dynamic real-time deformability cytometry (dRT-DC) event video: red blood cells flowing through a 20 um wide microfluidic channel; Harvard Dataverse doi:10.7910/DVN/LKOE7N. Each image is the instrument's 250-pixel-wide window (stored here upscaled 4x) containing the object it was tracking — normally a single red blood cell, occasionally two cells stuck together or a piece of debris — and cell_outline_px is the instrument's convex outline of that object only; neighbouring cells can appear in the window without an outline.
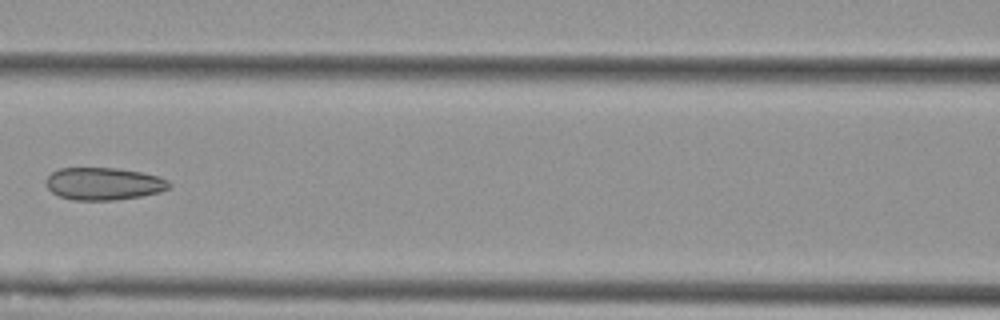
{"species": "Egyptian fruit bat (a non-hibernating species)", "species_latin": "Rousettus aegyptiacus", "temperature_condition": "cold", "stored_images_in_passage": 9, "camera_frame_rate_fps": 3000, "um_per_image_px": 0.085, "animal": {"sex": "female"}, "frame": {"image": 1, "passage_image": 7, "time_ms": 8.0, "image_size_px": [1000, 320], "cell_outline_px": [[172, 184], [168, 188], [160, 192], [140, 196], [112, 200], [72, 200], [60, 196], [52, 192], [48, 188], [44, 180], [52, 172], [60, 168], [116, 168], [140, 172], [160, 176], [168, 180]], "centroid_in_image_um": [8.81, 15.61], "position_along_channel_um": 157.8, "area_um2": 23.29}}
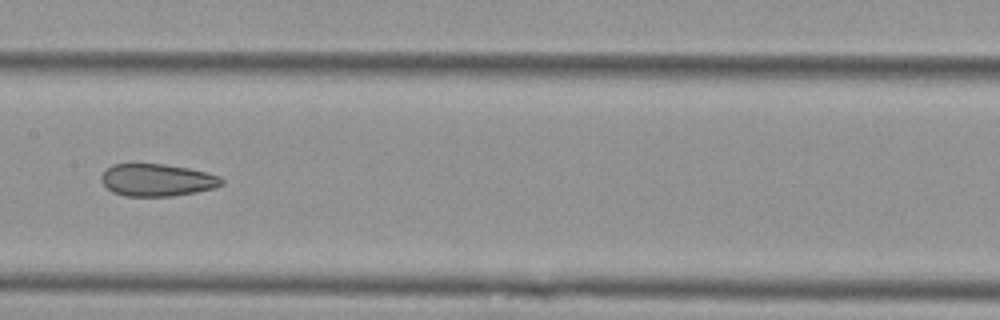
{"frame": {"image": 2, "passage_image": 8, "time_ms": 9.0, "image_size_px": [1000, 320], "cell_outline_px": [[224, 184], [212, 188], [196, 192], [172, 196], [124, 196], [112, 192], [100, 180], [100, 176], [112, 164], [164, 164], [188, 168], [220, 176], [224, 180]], "centroid_in_image_um": [13.34, 15.31], "position_along_channel_um": 194.1, "area_um2": 22.6}}
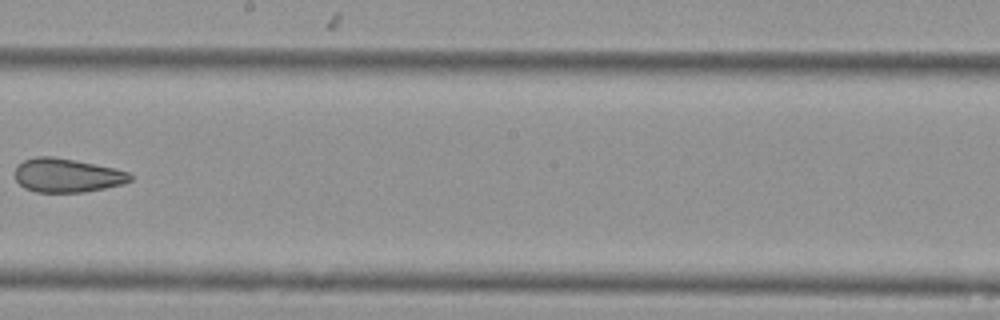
{"frame": {"image": 3, "passage_image": 9, "time_ms": 10.333, "image_size_px": [1000, 320], "cell_outline_px": [[132, 180], [124, 184], [84, 192], [36, 192], [24, 188], [16, 180], [16, 164], [24, 160], [36, 156], [52, 156], [116, 168], [128, 172], [132, 176]], "centroid_in_image_um": [5.7, 14.9], "position_along_channel_um": 242.5, "area_um2": 22.77}}